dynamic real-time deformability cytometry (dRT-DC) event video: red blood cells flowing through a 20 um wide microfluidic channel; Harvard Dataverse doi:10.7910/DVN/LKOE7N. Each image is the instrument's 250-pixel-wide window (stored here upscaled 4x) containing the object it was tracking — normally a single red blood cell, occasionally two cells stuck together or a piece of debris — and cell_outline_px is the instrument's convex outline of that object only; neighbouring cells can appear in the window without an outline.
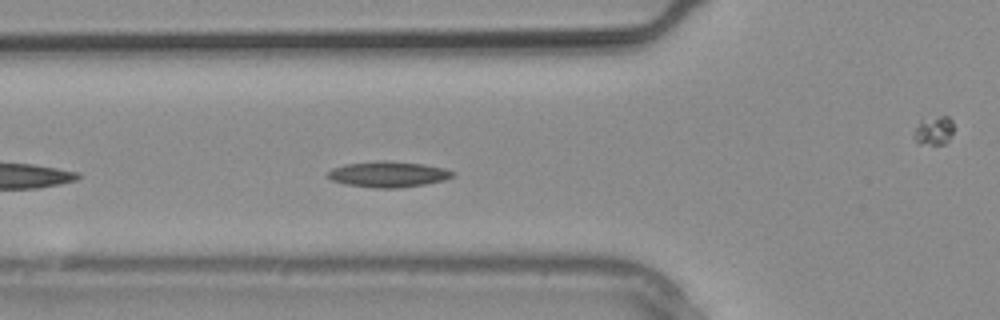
{"species": "common noctule bat (a hibernating species)", "species_latin": "Nyctalus noctula", "temperature_condition": "warm", "stored_images_in_passage": 13, "camera_frame_rate_fps": 3000, "um_per_image_px": 0.085, "animal": {"sex": "male", "body_mass_g": 20.4}, "frame": {"image": 1, "passage_image": 10, "time_ms": 3.0, "image_size_px": [1000, 320], "cell_outline_px": [[456, 172], [452, 176], [444, 180], [424, 184], [400, 188], [372, 188], [344, 184], [332, 180], [328, 176], [328, 172], [332, 168], [344, 164], [380, 160], [388, 160], [424, 164], [444, 168]], "centroid_in_image_um": [32.98, 14.81], "position_along_channel_um": 92.8, "area_um2": 18.9}}